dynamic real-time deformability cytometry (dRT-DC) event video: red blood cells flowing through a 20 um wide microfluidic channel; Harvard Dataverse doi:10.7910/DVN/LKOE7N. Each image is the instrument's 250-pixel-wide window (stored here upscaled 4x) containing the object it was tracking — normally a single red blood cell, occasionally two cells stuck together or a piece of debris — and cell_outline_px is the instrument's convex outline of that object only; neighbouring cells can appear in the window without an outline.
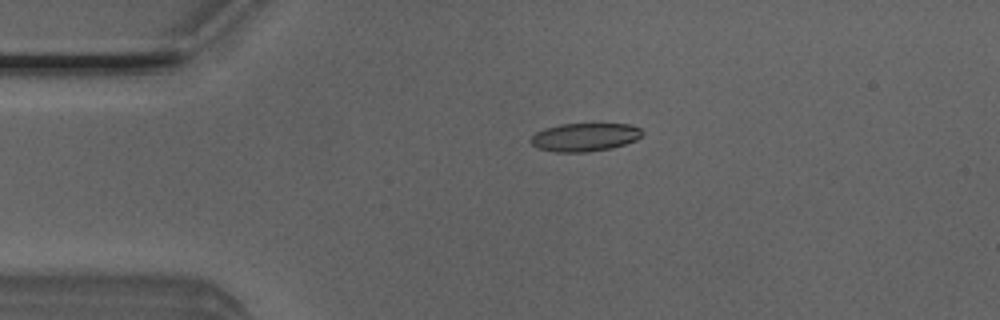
{"species": "Egyptian fruit bat (a non-hibernating species)", "species_latin": "Rousettus aegyptiacus", "temperature_condition": "room temperature", "stored_images_in_passage": 41, "camera_frame_rate_fps": 3000, "um_per_image_px": 0.085, "animal": {"sex": "male"}, "frame": {"image": 1, "passage_image": 1, "time_ms": 0.0, "image_size_px": [1000, 320], "cell_outline_px": [[644, 132], [636, 140], [612, 148], [588, 152], [556, 152], [536, 148], [528, 140], [536, 132], [544, 128], [560, 124], [628, 124], [640, 128]], "centroid_in_image_um": [49.67, 11.66], "position_along_channel_um": 35.3, "area_um2": 18.44}}
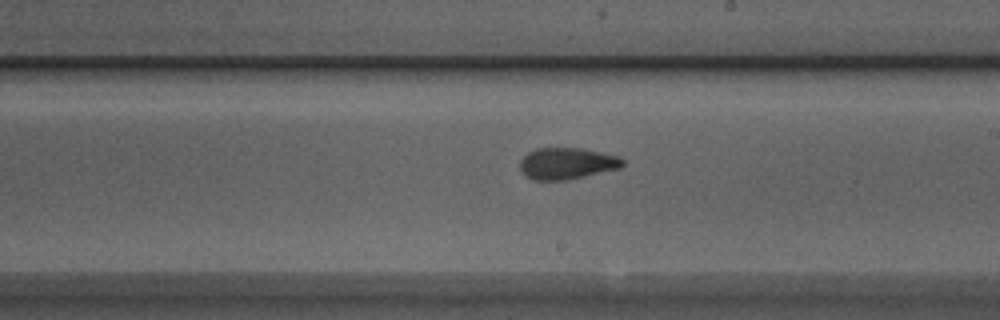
{"frame": {"image": 2, "passage_image": 19, "time_ms": 6.0, "image_size_px": [1000, 320], "cell_outline_px": [[624, 164], [620, 168], [568, 180], [532, 180], [524, 176], [520, 168], [520, 160], [528, 152], [536, 148], [580, 148], [616, 156], [624, 160]], "centroid_in_image_um": [48.14, 13.9], "position_along_channel_um": 240.9, "area_um2": 18.84}}
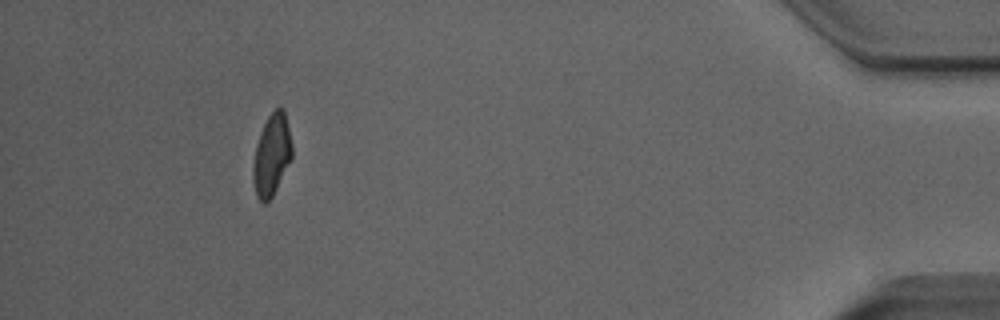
{"frame": {"image": 3, "passage_image": 37, "time_ms": 12.0, "image_size_px": [1000, 320], "cell_outline_px": [[292, 160], [272, 196], [264, 204], [256, 196], [252, 180], [252, 164], [256, 144], [260, 132], [268, 116], [276, 108], [284, 108], [292, 144]], "centroid_in_image_um": [23.09, 13.18], "position_along_channel_um": 412.1, "area_um2": 18.67}, "authors_computed_cell_mechanics": {"area_um2": 19.0162, "velocity_mm_per_s": 3.9944, "shape_relaxation_time_tau1_ms": 5.1703, "shape_relaxation_time_tau2_ms": 1.4974, "deformation_change_tau1": 0.1578, "deformation_change_tau2": 0.0813}}